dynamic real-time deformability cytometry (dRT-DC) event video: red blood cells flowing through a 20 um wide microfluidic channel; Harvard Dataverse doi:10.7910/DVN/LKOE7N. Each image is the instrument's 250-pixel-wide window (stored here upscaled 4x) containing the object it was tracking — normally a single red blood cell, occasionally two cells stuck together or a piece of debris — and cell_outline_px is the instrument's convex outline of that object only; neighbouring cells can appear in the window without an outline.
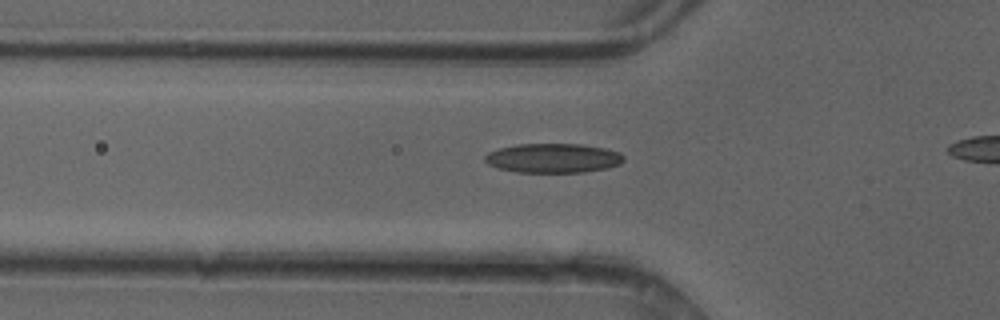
{"species": "common noctule bat (a hibernating species)", "species_latin": "Nyctalus noctula", "temperature_condition": "cold", "stored_images_in_passage": 37, "camera_frame_rate_fps": 3000, "um_per_image_px": 0.085, "animal": {"sex": "female"}, "frame": {"image": 1, "passage_image": 14, "time_ms": 4.333, "image_size_px": [1000, 320], "cell_outline_px": [[624, 160], [620, 164], [608, 168], [584, 172], [516, 172], [500, 168], [488, 164], [484, 160], [484, 156], [488, 152], [500, 148], [516, 144], [584, 144], [604, 148], [620, 152], [624, 156]], "centroid_in_image_um": [47.04, 13.43], "position_along_channel_um": 78.8, "area_um2": 23.81}}
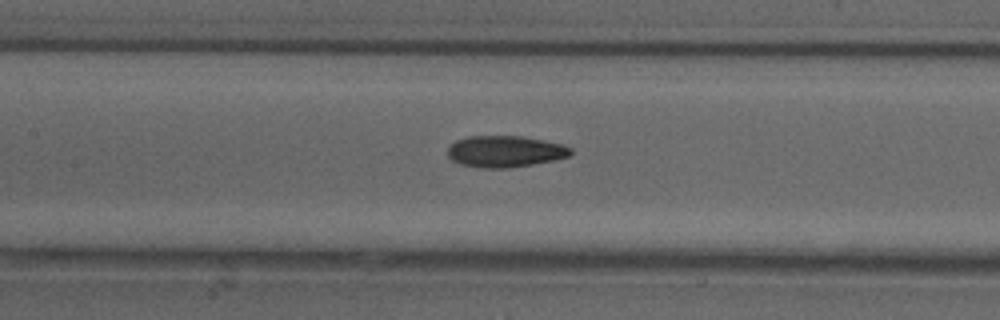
{"frame": {"image": 2, "passage_image": 20, "time_ms": 6.333, "image_size_px": [1000, 320], "cell_outline_px": [[572, 152], [568, 156], [556, 160], [508, 168], [480, 168], [460, 164], [452, 160], [448, 156], [448, 144], [456, 140], [468, 136], [520, 136], [544, 140], [564, 144], [572, 148]], "centroid_in_image_um": [42.92, 12.87], "position_along_channel_um": 164.5, "area_um2": 22.77}}
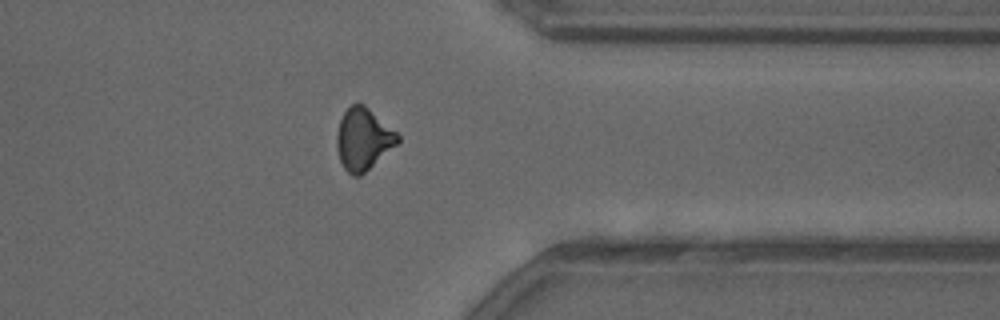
{"frame": {"image": 3, "passage_image": 36, "time_ms": 11.667, "image_size_px": [1000, 320], "cell_outline_px": [[400, 140], [396, 144], [360, 176], [352, 176], [344, 168], [340, 160], [336, 148], [336, 136], [340, 120], [344, 112], [352, 104], [364, 104], [396, 132], [400, 136]], "centroid_in_image_um": [30.85, 11.83], "position_along_channel_um": 380.6, "area_um2": 21.56}}